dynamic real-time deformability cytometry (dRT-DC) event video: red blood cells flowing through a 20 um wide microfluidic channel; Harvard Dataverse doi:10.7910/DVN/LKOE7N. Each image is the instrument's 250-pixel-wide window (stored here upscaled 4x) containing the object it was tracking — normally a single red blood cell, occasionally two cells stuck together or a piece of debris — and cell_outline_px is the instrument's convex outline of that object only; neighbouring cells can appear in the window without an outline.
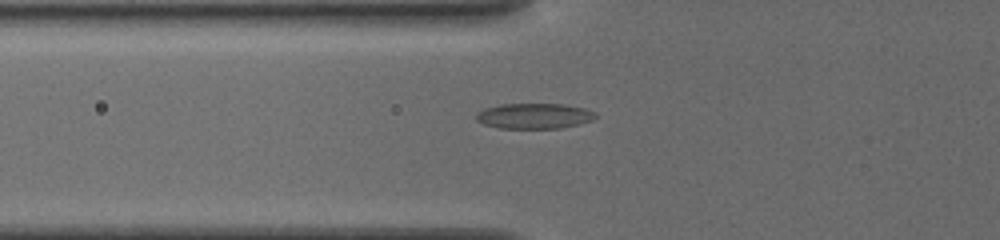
{"species": "common noctule bat (a hibernating species)", "species_latin": "Nyctalus noctula", "temperature_condition": "cold", "stored_images_in_passage": 45, "camera_frame_rate_fps": 3000, "um_per_image_px": 0.085, "animal": {"sex": "female", "body_mass_g": 19.5, "forearm_length_mm": 54.1}, "frame": {"image": 1, "passage_image": 12, "time_ms": 3.667, "image_size_px": [1000, 240], "cell_outline_px": [[596, 116], [592, 120], [560, 128], [500, 128], [484, 124], [476, 120], [476, 116], [484, 108], [500, 104], [564, 104], [584, 108], [596, 112]], "centroid_in_image_um": [45.41, 9.85], "position_along_channel_um": 80.4, "area_um2": 17.51}}
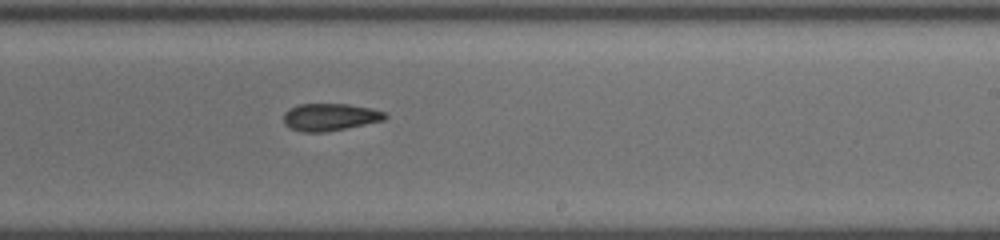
{"frame": {"image": 2, "passage_image": 26, "time_ms": 8.333, "image_size_px": [1000, 240], "cell_outline_px": [[388, 116], [384, 120], [324, 132], [300, 132], [284, 124], [284, 112], [300, 104], [348, 104], [372, 108], [384, 112]], "centroid_in_image_um": [28.05, 9.94], "position_along_channel_um": 261.0, "area_um2": 15.95}}
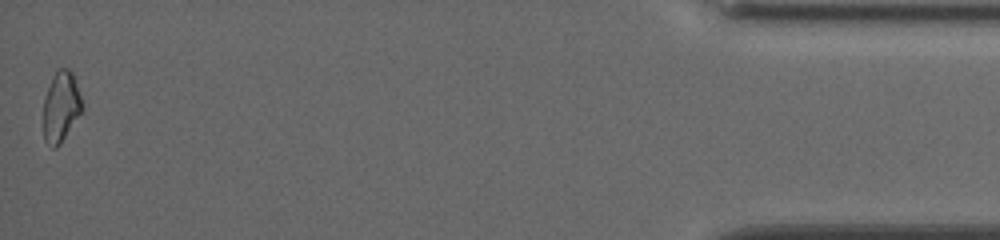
{"frame": {"image": 3, "passage_image": 45, "time_ms": 14.667, "image_size_px": [1000, 240], "cell_outline_px": [[84, 104], [80, 112], [60, 144], [56, 148], [52, 148], [44, 140], [44, 100], [48, 88], [56, 72], [60, 68], [68, 68], [72, 72]], "centroid_in_image_um": [5.19, 9.08], "position_along_channel_um": 430.0, "area_um2": 15.49}, "authors_computed_cell_mechanics": {"area_um2": 16.184, "velocity_mm_per_s": 3.884, "shape_relaxation_time_tau1_ms": 4.2497, "shape_relaxation_time_tau2_ms": 5.7906, "deformation_change_tau1": 0.1047, "deformation_change_tau2": 0.1104}}